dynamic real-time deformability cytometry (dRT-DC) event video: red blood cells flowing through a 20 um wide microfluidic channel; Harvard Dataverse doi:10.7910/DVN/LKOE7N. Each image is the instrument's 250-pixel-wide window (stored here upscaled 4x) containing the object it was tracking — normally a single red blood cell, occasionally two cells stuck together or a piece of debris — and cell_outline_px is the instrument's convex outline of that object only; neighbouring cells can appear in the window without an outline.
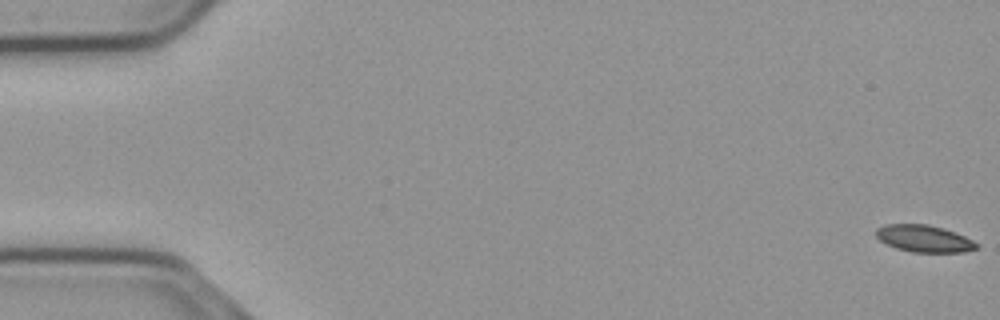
{"species": "common noctule bat (a hibernating species)", "species_latin": "Nyctalus noctula", "temperature_condition": "cold", "stored_images_in_passage": 57, "camera_frame_rate_fps": 3000, "um_per_image_px": 0.085, "animal": {"sex": "male", "body_mass_g": 23.1, "forearm_length_mm": 52.7}, "frame": {"image": 1, "passage_image": 1, "time_ms": 0.0, "image_size_px": [1000, 320], "cell_outline_px": [[980, 244], [976, 248], [964, 252], [912, 252], [896, 248], [880, 240], [876, 236], [876, 228], [884, 224], [928, 224], [944, 228], [956, 232]], "centroid_in_image_um": [78.55, 20.27], "position_along_channel_um": 6.5, "area_um2": 15.84}}
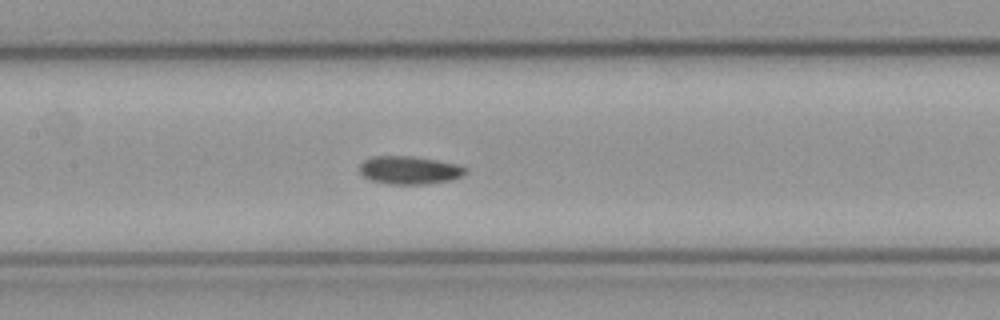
{"frame": {"image": 2, "passage_image": 27, "time_ms": 8.667, "image_size_px": [1000, 320], "cell_outline_px": [[468, 172], [464, 176], [452, 180], [428, 184], [392, 184], [372, 180], [364, 176], [360, 172], [360, 164], [364, 160], [372, 156], [412, 156], [460, 164], [468, 168]], "centroid_in_image_um": [34.88, 14.46], "position_along_channel_um": 172.5, "area_um2": 17.51}}
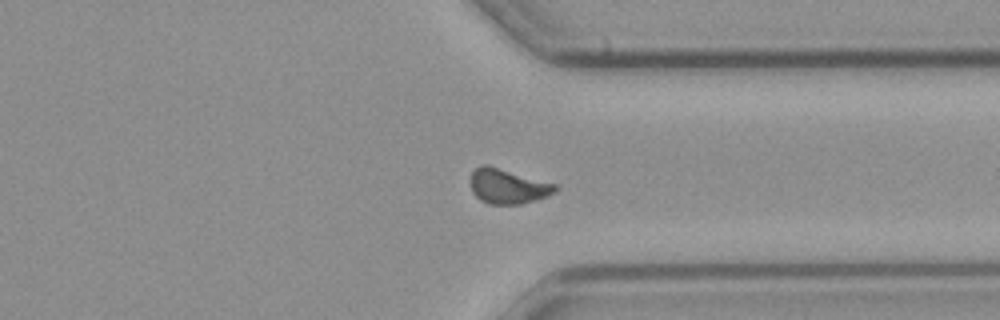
{"frame": {"image": 3, "passage_image": 43, "time_ms": 14.0, "image_size_px": [1000, 320], "cell_outline_px": [[556, 192], [548, 196], [536, 200], [520, 204], [488, 204], [480, 200], [472, 192], [472, 172], [480, 164], [488, 164], [556, 184]], "centroid_in_image_um": [43.17, 15.83], "position_along_channel_um": 368.2, "area_um2": 17.22}, "authors_computed_cell_mechanics": {"area_um2": 16.6464, "velocity_mm_per_s": 3.6956, "shape_relaxation_time_tau1_ms": null, "shape_relaxation_time_tau2_ms": 9.7634, "deformation_change_tau1": null, "deformation_change_tau2": 0.153}}